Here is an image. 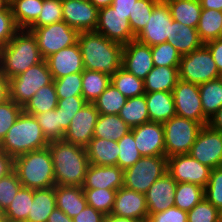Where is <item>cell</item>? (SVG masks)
Listing matches in <instances>:
<instances>
[{
	"mask_svg": "<svg viewBox=\"0 0 222 222\" xmlns=\"http://www.w3.org/2000/svg\"><path fill=\"white\" fill-rule=\"evenodd\" d=\"M83 66L86 70L102 72L112 77L122 67L123 45L95 32H79Z\"/></svg>",
	"mask_w": 222,
	"mask_h": 222,
	"instance_id": "obj_1",
	"label": "cell"
},
{
	"mask_svg": "<svg viewBox=\"0 0 222 222\" xmlns=\"http://www.w3.org/2000/svg\"><path fill=\"white\" fill-rule=\"evenodd\" d=\"M54 166L55 185L81 186L90 165L86 148L64 140L48 144Z\"/></svg>",
	"mask_w": 222,
	"mask_h": 222,
	"instance_id": "obj_2",
	"label": "cell"
},
{
	"mask_svg": "<svg viewBox=\"0 0 222 222\" xmlns=\"http://www.w3.org/2000/svg\"><path fill=\"white\" fill-rule=\"evenodd\" d=\"M36 37L20 29L6 46L0 48V69L10 79L42 62Z\"/></svg>",
	"mask_w": 222,
	"mask_h": 222,
	"instance_id": "obj_3",
	"label": "cell"
},
{
	"mask_svg": "<svg viewBox=\"0 0 222 222\" xmlns=\"http://www.w3.org/2000/svg\"><path fill=\"white\" fill-rule=\"evenodd\" d=\"M48 144L36 117L22 111L1 141L0 150L14 159L27 152L46 148Z\"/></svg>",
	"mask_w": 222,
	"mask_h": 222,
	"instance_id": "obj_4",
	"label": "cell"
},
{
	"mask_svg": "<svg viewBox=\"0 0 222 222\" xmlns=\"http://www.w3.org/2000/svg\"><path fill=\"white\" fill-rule=\"evenodd\" d=\"M13 170L25 188L35 190L55 186L54 166L48 147L14 158Z\"/></svg>",
	"mask_w": 222,
	"mask_h": 222,
	"instance_id": "obj_5",
	"label": "cell"
},
{
	"mask_svg": "<svg viewBox=\"0 0 222 222\" xmlns=\"http://www.w3.org/2000/svg\"><path fill=\"white\" fill-rule=\"evenodd\" d=\"M165 156L188 154L203 127L200 123L175 115L163 123Z\"/></svg>",
	"mask_w": 222,
	"mask_h": 222,
	"instance_id": "obj_6",
	"label": "cell"
},
{
	"mask_svg": "<svg viewBox=\"0 0 222 222\" xmlns=\"http://www.w3.org/2000/svg\"><path fill=\"white\" fill-rule=\"evenodd\" d=\"M167 168L168 158L165 155L141 157L124 170L123 186L145 194L156 180L167 173Z\"/></svg>",
	"mask_w": 222,
	"mask_h": 222,
	"instance_id": "obj_7",
	"label": "cell"
},
{
	"mask_svg": "<svg viewBox=\"0 0 222 222\" xmlns=\"http://www.w3.org/2000/svg\"><path fill=\"white\" fill-rule=\"evenodd\" d=\"M53 82L46 60L9 79L10 99L24 107L38 89Z\"/></svg>",
	"mask_w": 222,
	"mask_h": 222,
	"instance_id": "obj_8",
	"label": "cell"
},
{
	"mask_svg": "<svg viewBox=\"0 0 222 222\" xmlns=\"http://www.w3.org/2000/svg\"><path fill=\"white\" fill-rule=\"evenodd\" d=\"M221 77L208 47L203 44L189 54L182 55L179 79L196 85Z\"/></svg>",
	"mask_w": 222,
	"mask_h": 222,
	"instance_id": "obj_9",
	"label": "cell"
},
{
	"mask_svg": "<svg viewBox=\"0 0 222 222\" xmlns=\"http://www.w3.org/2000/svg\"><path fill=\"white\" fill-rule=\"evenodd\" d=\"M27 30L36 37L40 54L44 60L53 53L78 42L79 32L64 21Z\"/></svg>",
	"mask_w": 222,
	"mask_h": 222,
	"instance_id": "obj_10",
	"label": "cell"
},
{
	"mask_svg": "<svg viewBox=\"0 0 222 222\" xmlns=\"http://www.w3.org/2000/svg\"><path fill=\"white\" fill-rule=\"evenodd\" d=\"M172 93L176 115L194 120L202 126L208 125L209 119L203 113L199 85L179 79Z\"/></svg>",
	"mask_w": 222,
	"mask_h": 222,
	"instance_id": "obj_11",
	"label": "cell"
},
{
	"mask_svg": "<svg viewBox=\"0 0 222 222\" xmlns=\"http://www.w3.org/2000/svg\"><path fill=\"white\" fill-rule=\"evenodd\" d=\"M172 20L169 5L165 0H159L146 26L135 39L150 47L167 42V39H171Z\"/></svg>",
	"mask_w": 222,
	"mask_h": 222,
	"instance_id": "obj_12",
	"label": "cell"
},
{
	"mask_svg": "<svg viewBox=\"0 0 222 222\" xmlns=\"http://www.w3.org/2000/svg\"><path fill=\"white\" fill-rule=\"evenodd\" d=\"M188 154L211 169L222 166V132L203 126Z\"/></svg>",
	"mask_w": 222,
	"mask_h": 222,
	"instance_id": "obj_13",
	"label": "cell"
},
{
	"mask_svg": "<svg viewBox=\"0 0 222 222\" xmlns=\"http://www.w3.org/2000/svg\"><path fill=\"white\" fill-rule=\"evenodd\" d=\"M167 172L177 183H192L205 188L211 168L189 154H182L168 158Z\"/></svg>",
	"mask_w": 222,
	"mask_h": 222,
	"instance_id": "obj_14",
	"label": "cell"
},
{
	"mask_svg": "<svg viewBox=\"0 0 222 222\" xmlns=\"http://www.w3.org/2000/svg\"><path fill=\"white\" fill-rule=\"evenodd\" d=\"M95 32L122 45L136 38L132 32L129 19L124 14L117 12L111 5L99 9Z\"/></svg>",
	"mask_w": 222,
	"mask_h": 222,
	"instance_id": "obj_15",
	"label": "cell"
},
{
	"mask_svg": "<svg viewBox=\"0 0 222 222\" xmlns=\"http://www.w3.org/2000/svg\"><path fill=\"white\" fill-rule=\"evenodd\" d=\"M99 117L93 103H86L72 118L64 135V141L86 147L93 138L94 128Z\"/></svg>",
	"mask_w": 222,
	"mask_h": 222,
	"instance_id": "obj_16",
	"label": "cell"
},
{
	"mask_svg": "<svg viewBox=\"0 0 222 222\" xmlns=\"http://www.w3.org/2000/svg\"><path fill=\"white\" fill-rule=\"evenodd\" d=\"M98 12L88 0H62L63 21L78 32L95 31Z\"/></svg>",
	"mask_w": 222,
	"mask_h": 222,
	"instance_id": "obj_17",
	"label": "cell"
},
{
	"mask_svg": "<svg viewBox=\"0 0 222 222\" xmlns=\"http://www.w3.org/2000/svg\"><path fill=\"white\" fill-rule=\"evenodd\" d=\"M131 132L142 157L165 155L163 123L149 121L131 128Z\"/></svg>",
	"mask_w": 222,
	"mask_h": 222,
	"instance_id": "obj_18",
	"label": "cell"
},
{
	"mask_svg": "<svg viewBox=\"0 0 222 222\" xmlns=\"http://www.w3.org/2000/svg\"><path fill=\"white\" fill-rule=\"evenodd\" d=\"M151 47L149 45L132 40L123 45L122 68L137 78L144 80L153 69Z\"/></svg>",
	"mask_w": 222,
	"mask_h": 222,
	"instance_id": "obj_19",
	"label": "cell"
},
{
	"mask_svg": "<svg viewBox=\"0 0 222 222\" xmlns=\"http://www.w3.org/2000/svg\"><path fill=\"white\" fill-rule=\"evenodd\" d=\"M111 214L146 222L148 209L145 194L121 187L117 190Z\"/></svg>",
	"mask_w": 222,
	"mask_h": 222,
	"instance_id": "obj_20",
	"label": "cell"
},
{
	"mask_svg": "<svg viewBox=\"0 0 222 222\" xmlns=\"http://www.w3.org/2000/svg\"><path fill=\"white\" fill-rule=\"evenodd\" d=\"M45 60L53 80L84 71L82 53L78 42L53 53Z\"/></svg>",
	"mask_w": 222,
	"mask_h": 222,
	"instance_id": "obj_21",
	"label": "cell"
},
{
	"mask_svg": "<svg viewBox=\"0 0 222 222\" xmlns=\"http://www.w3.org/2000/svg\"><path fill=\"white\" fill-rule=\"evenodd\" d=\"M177 182L167 172L145 193L148 214L163 212L174 205Z\"/></svg>",
	"mask_w": 222,
	"mask_h": 222,
	"instance_id": "obj_22",
	"label": "cell"
},
{
	"mask_svg": "<svg viewBox=\"0 0 222 222\" xmlns=\"http://www.w3.org/2000/svg\"><path fill=\"white\" fill-rule=\"evenodd\" d=\"M124 170L115 166L90 164L82 188L118 190L123 187Z\"/></svg>",
	"mask_w": 222,
	"mask_h": 222,
	"instance_id": "obj_23",
	"label": "cell"
},
{
	"mask_svg": "<svg viewBox=\"0 0 222 222\" xmlns=\"http://www.w3.org/2000/svg\"><path fill=\"white\" fill-rule=\"evenodd\" d=\"M55 196L56 208L70 218L75 217L88 205L81 186L55 185Z\"/></svg>",
	"mask_w": 222,
	"mask_h": 222,
	"instance_id": "obj_24",
	"label": "cell"
},
{
	"mask_svg": "<svg viewBox=\"0 0 222 222\" xmlns=\"http://www.w3.org/2000/svg\"><path fill=\"white\" fill-rule=\"evenodd\" d=\"M145 98L151 122L164 123L176 115L172 92L145 93Z\"/></svg>",
	"mask_w": 222,
	"mask_h": 222,
	"instance_id": "obj_25",
	"label": "cell"
},
{
	"mask_svg": "<svg viewBox=\"0 0 222 222\" xmlns=\"http://www.w3.org/2000/svg\"><path fill=\"white\" fill-rule=\"evenodd\" d=\"M85 148L90 164L117 165L119 147L116 141L93 137Z\"/></svg>",
	"mask_w": 222,
	"mask_h": 222,
	"instance_id": "obj_26",
	"label": "cell"
},
{
	"mask_svg": "<svg viewBox=\"0 0 222 222\" xmlns=\"http://www.w3.org/2000/svg\"><path fill=\"white\" fill-rule=\"evenodd\" d=\"M179 80V67L154 66L144 79L145 93L173 92Z\"/></svg>",
	"mask_w": 222,
	"mask_h": 222,
	"instance_id": "obj_27",
	"label": "cell"
},
{
	"mask_svg": "<svg viewBox=\"0 0 222 222\" xmlns=\"http://www.w3.org/2000/svg\"><path fill=\"white\" fill-rule=\"evenodd\" d=\"M167 42L174 46L181 56L191 53L204 44L197 28L185 26L175 20H172L171 39H167Z\"/></svg>",
	"mask_w": 222,
	"mask_h": 222,
	"instance_id": "obj_28",
	"label": "cell"
},
{
	"mask_svg": "<svg viewBox=\"0 0 222 222\" xmlns=\"http://www.w3.org/2000/svg\"><path fill=\"white\" fill-rule=\"evenodd\" d=\"M56 208L55 186L35 189L31 211L26 222H47L48 217Z\"/></svg>",
	"mask_w": 222,
	"mask_h": 222,
	"instance_id": "obj_29",
	"label": "cell"
},
{
	"mask_svg": "<svg viewBox=\"0 0 222 222\" xmlns=\"http://www.w3.org/2000/svg\"><path fill=\"white\" fill-rule=\"evenodd\" d=\"M131 128L119 115L99 114L93 137L107 140L119 141L124 135L128 134Z\"/></svg>",
	"mask_w": 222,
	"mask_h": 222,
	"instance_id": "obj_30",
	"label": "cell"
},
{
	"mask_svg": "<svg viewBox=\"0 0 222 222\" xmlns=\"http://www.w3.org/2000/svg\"><path fill=\"white\" fill-rule=\"evenodd\" d=\"M172 19L188 27L197 28L202 10L200 0H165Z\"/></svg>",
	"mask_w": 222,
	"mask_h": 222,
	"instance_id": "obj_31",
	"label": "cell"
},
{
	"mask_svg": "<svg viewBox=\"0 0 222 222\" xmlns=\"http://www.w3.org/2000/svg\"><path fill=\"white\" fill-rule=\"evenodd\" d=\"M43 0H13L10 4L19 29H28L39 17Z\"/></svg>",
	"mask_w": 222,
	"mask_h": 222,
	"instance_id": "obj_32",
	"label": "cell"
},
{
	"mask_svg": "<svg viewBox=\"0 0 222 222\" xmlns=\"http://www.w3.org/2000/svg\"><path fill=\"white\" fill-rule=\"evenodd\" d=\"M204 115L210 119L222 107V78L199 85Z\"/></svg>",
	"mask_w": 222,
	"mask_h": 222,
	"instance_id": "obj_33",
	"label": "cell"
},
{
	"mask_svg": "<svg viewBox=\"0 0 222 222\" xmlns=\"http://www.w3.org/2000/svg\"><path fill=\"white\" fill-rule=\"evenodd\" d=\"M118 115L130 128L149 122L145 94L128 98Z\"/></svg>",
	"mask_w": 222,
	"mask_h": 222,
	"instance_id": "obj_34",
	"label": "cell"
},
{
	"mask_svg": "<svg viewBox=\"0 0 222 222\" xmlns=\"http://www.w3.org/2000/svg\"><path fill=\"white\" fill-rule=\"evenodd\" d=\"M58 97L54 82L38 89L37 93L26 103L23 111L35 116L57 107Z\"/></svg>",
	"mask_w": 222,
	"mask_h": 222,
	"instance_id": "obj_35",
	"label": "cell"
},
{
	"mask_svg": "<svg viewBox=\"0 0 222 222\" xmlns=\"http://www.w3.org/2000/svg\"><path fill=\"white\" fill-rule=\"evenodd\" d=\"M111 77L98 71L82 72V97L87 103H93L110 85Z\"/></svg>",
	"mask_w": 222,
	"mask_h": 222,
	"instance_id": "obj_36",
	"label": "cell"
},
{
	"mask_svg": "<svg viewBox=\"0 0 222 222\" xmlns=\"http://www.w3.org/2000/svg\"><path fill=\"white\" fill-rule=\"evenodd\" d=\"M34 190L22 187L15 195L13 201L5 211L7 222H26L31 203H33Z\"/></svg>",
	"mask_w": 222,
	"mask_h": 222,
	"instance_id": "obj_37",
	"label": "cell"
},
{
	"mask_svg": "<svg viewBox=\"0 0 222 222\" xmlns=\"http://www.w3.org/2000/svg\"><path fill=\"white\" fill-rule=\"evenodd\" d=\"M222 24V11L202 9L197 26L201 41L205 44L219 38Z\"/></svg>",
	"mask_w": 222,
	"mask_h": 222,
	"instance_id": "obj_38",
	"label": "cell"
},
{
	"mask_svg": "<svg viewBox=\"0 0 222 222\" xmlns=\"http://www.w3.org/2000/svg\"><path fill=\"white\" fill-rule=\"evenodd\" d=\"M204 198L203 187L192 183H177L174 206L188 212Z\"/></svg>",
	"mask_w": 222,
	"mask_h": 222,
	"instance_id": "obj_39",
	"label": "cell"
},
{
	"mask_svg": "<svg viewBox=\"0 0 222 222\" xmlns=\"http://www.w3.org/2000/svg\"><path fill=\"white\" fill-rule=\"evenodd\" d=\"M111 83L126 98L145 94L144 80L137 78L122 67L111 77Z\"/></svg>",
	"mask_w": 222,
	"mask_h": 222,
	"instance_id": "obj_40",
	"label": "cell"
},
{
	"mask_svg": "<svg viewBox=\"0 0 222 222\" xmlns=\"http://www.w3.org/2000/svg\"><path fill=\"white\" fill-rule=\"evenodd\" d=\"M127 99L128 98H126L112 83H110V85L93 102V104L99 114L118 115Z\"/></svg>",
	"mask_w": 222,
	"mask_h": 222,
	"instance_id": "obj_41",
	"label": "cell"
},
{
	"mask_svg": "<svg viewBox=\"0 0 222 222\" xmlns=\"http://www.w3.org/2000/svg\"><path fill=\"white\" fill-rule=\"evenodd\" d=\"M49 142L64 140L65 130L60 125V108L35 115Z\"/></svg>",
	"mask_w": 222,
	"mask_h": 222,
	"instance_id": "obj_42",
	"label": "cell"
},
{
	"mask_svg": "<svg viewBox=\"0 0 222 222\" xmlns=\"http://www.w3.org/2000/svg\"><path fill=\"white\" fill-rule=\"evenodd\" d=\"M83 191L89 206L105 215L111 214L116 190L83 188Z\"/></svg>",
	"mask_w": 222,
	"mask_h": 222,
	"instance_id": "obj_43",
	"label": "cell"
},
{
	"mask_svg": "<svg viewBox=\"0 0 222 222\" xmlns=\"http://www.w3.org/2000/svg\"><path fill=\"white\" fill-rule=\"evenodd\" d=\"M117 143L119 147L117 166L120 169L125 170L133 166L142 157L136 147L131 131L124 135Z\"/></svg>",
	"mask_w": 222,
	"mask_h": 222,
	"instance_id": "obj_44",
	"label": "cell"
},
{
	"mask_svg": "<svg viewBox=\"0 0 222 222\" xmlns=\"http://www.w3.org/2000/svg\"><path fill=\"white\" fill-rule=\"evenodd\" d=\"M158 1L159 0H137L135 2L132 15H129L130 26L135 36L146 26Z\"/></svg>",
	"mask_w": 222,
	"mask_h": 222,
	"instance_id": "obj_45",
	"label": "cell"
},
{
	"mask_svg": "<svg viewBox=\"0 0 222 222\" xmlns=\"http://www.w3.org/2000/svg\"><path fill=\"white\" fill-rule=\"evenodd\" d=\"M154 66L179 67L181 54L169 42L151 47Z\"/></svg>",
	"mask_w": 222,
	"mask_h": 222,
	"instance_id": "obj_46",
	"label": "cell"
},
{
	"mask_svg": "<svg viewBox=\"0 0 222 222\" xmlns=\"http://www.w3.org/2000/svg\"><path fill=\"white\" fill-rule=\"evenodd\" d=\"M58 99L82 96V73H72L53 80Z\"/></svg>",
	"mask_w": 222,
	"mask_h": 222,
	"instance_id": "obj_47",
	"label": "cell"
},
{
	"mask_svg": "<svg viewBox=\"0 0 222 222\" xmlns=\"http://www.w3.org/2000/svg\"><path fill=\"white\" fill-rule=\"evenodd\" d=\"M60 21H63L62 0H43L38 19L28 29H35Z\"/></svg>",
	"mask_w": 222,
	"mask_h": 222,
	"instance_id": "obj_48",
	"label": "cell"
},
{
	"mask_svg": "<svg viewBox=\"0 0 222 222\" xmlns=\"http://www.w3.org/2000/svg\"><path fill=\"white\" fill-rule=\"evenodd\" d=\"M188 222H222V212L205 198L187 212Z\"/></svg>",
	"mask_w": 222,
	"mask_h": 222,
	"instance_id": "obj_49",
	"label": "cell"
},
{
	"mask_svg": "<svg viewBox=\"0 0 222 222\" xmlns=\"http://www.w3.org/2000/svg\"><path fill=\"white\" fill-rule=\"evenodd\" d=\"M204 196L222 212V166L211 169L209 181L204 188Z\"/></svg>",
	"mask_w": 222,
	"mask_h": 222,
	"instance_id": "obj_50",
	"label": "cell"
},
{
	"mask_svg": "<svg viewBox=\"0 0 222 222\" xmlns=\"http://www.w3.org/2000/svg\"><path fill=\"white\" fill-rule=\"evenodd\" d=\"M82 96H71L58 99L57 108H60V125L66 131L73 116L86 104Z\"/></svg>",
	"mask_w": 222,
	"mask_h": 222,
	"instance_id": "obj_51",
	"label": "cell"
},
{
	"mask_svg": "<svg viewBox=\"0 0 222 222\" xmlns=\"http://www.w3.org/2000/svg\"><path fill=\"white\" fill-rule=\"evenodd\" d=\"M22 187L23 185L20 183L14 170L0 179V208L3 211H6Z\"/></svg>",
	"mask_w": 222,
	"mask_h": 222,
	"instance_id": "obj_52",
	"label": "cell"
},
{
	"mask_svg": "<svg viewBox=\"0 0 222 222\" xmlns=\"http://www.w3.org/2000/svg\"><path fill=\"white\" fill-rule=\"evenodd\" d=\"M23 107L9 99L0 104V143L22 113Z\"/></svg>",
	"mask_w": 222,
	"mask_h": 222,
	"instance_id": "obj_53",
	"label": "cell"
},
{
	"mask_svg": "<svg viewBox=\"0 0 222 222\" xmlns=\"http://www.w3.org/2000/svg\"><path fill=\"white\" fill-rule=\"evenodd\" d=\"M19 30L14 21L11 7L0 11V48L6 46Z\"/></svg>",
	"mask_w": 222,
	"mask_h": 222,
	"instance_id": "obj_54",
	"label": "cell"
},
{
	"mask_svg": "<svg viewBox=\"0 0 222 222\" xmlns=\"http://www.w3.org/2000/svg\"><path fill=\"white\" fill-rule=\"evenodd\" d=\"M146 222H188L187 211L173 205L163 212L148 214Z\"/></svg>",
	"mask_w": 222,
	"mask_h": 222,
	"instance_id": "obj_55",
	"label": "cell"
},
{
	"mask_svg": "<svg viewBox=\"0 0 222 222\" xmlns=\"http://www.w3.org/2000/svg\"><path fill=\"white\" fill-rule=\"evenodd\" d=\"M105 214L87 205L79 214L72 218L73 222H104Z\"/></svg>",
	"mask_w": 222,
	"mask_h": 222,
	"instance_id": "obj_56",
	"label": "cell"
},
{
	"mask_svg": "<svg viewBox=\"0 0 222 222\" xmlns=\"http://www.w3.org/2000/svg\"><path fill=\"white\" fill-rule=\"evenodd\" d=\"M205 45L211 52L219 73L222 74V39L211 40Z\"/></svg>",
	"mask_w": 222,
	"mask_h": 222,
	"instance_id": "obj_57",
	"label": "cell"
},
{
	"mask_svg": "<svg viewBox=\"0 0 222 222\" xmlns=\"http://www.w3.org/2000/svg\"><path fill=\"white\" fill-rule=\"evenodd\" d=\"M137 0H113L111 6L121 14H124L129 19V15H132L134 4Z\"/></svg>",
	"mask_w": 222,
	"mask_h": 222,
	"instance_id": "obj_58",
	"label": "cell"
},
{
	"mask_svg": "<svg viewBox=\"0 0 222 222\" xmlns=\"http://www.w3.org/2000/svg\"><path fill=\"white\" fill-rule=\"evenodd\" d=\"M14 159L0 150V179L13 171Z\"/></svg>",
	"mask_w": 222,
	"mask_h": 222,
	"instance_id": "obj_59",
	"label": "cell"
},
{
	"mask_svg": "<svg viewBox=\"0 0 222 222\" xmlns=\"http://www.w3.org/2000/svg\"><path fill=\"white\" fill-rule=\"evenodd\" d=\"M10 99L9 78L0 69V104Z\"/></svg>",
	"mask_w": 222,
	"mask_h": 222,
	"instance_id": "obj_60",
	"label": "cell"
},
{
	"mask_svg": "<svg viewBox=\"0 0 222 222\" xmlns=\"http://www.w3.org/2000/svg\"><path fill=\"white\" fill-rule=\"evenodd\" d=\"M47 222H73V220L62 210L55 208L48 217Z\"/></svg>",
	"mask_w": 222,
	"mask_h": 222,
	"instance_id": "obj_61",
	"label": "cell"
},
{
	"mask_svg": "<svg viewBox=\"0 0 222 222\" xmlns=\"http://www.w3.org/2000/svg\"><path fill=\"white\" fill-rule=\"evenodd\" d=\"M208 125L212 129L222 132V107L209 119Z\"/></svg>",
	"mask_w": 222,
	"mask_h": 222,
	"instance_id": "obj_62",
	"label": "cell"
},
{
	"mask_svg": "<svg viewBox=\"0 0 222 222\" xmlns=\"http://www.w3.org/2000/svg\"><path fill=\"white\" fill-rule=\"evenodd\" d=\"M202 9L222 11V0H200Z\"/></svg>",
	"mask_w": 222,
	"mask_h": 222,
	"instance_id": "obj_63",
	"label": "cell"
},
{
	"mask_svg": "<svg viewBox=\"0 0 222 222\" xmlns=\"http://www.w3.org/2000/svg\"><path fill=\"white\" fill-rule=\"evenodd\" d=\"M104 222H141L132 218L119 217L113 214L105 216Z\"/></svg>",
	"mask_w": 222,
	"mask_h": 222,
	"instance_id": "obj_64",
	"label": "cell"
},
{
	"mask_svg": "<svg viewBox=\"0 0 222 222\" xmlns=\"http://www.w3.org/2000/svg\"><path fill=\"white\" fill-rule=\"evenodd\" d=\"M92 3L98 10L108 7L112 4L113 0H88Z\"/></svg>",
	"mask_w": 222,
	"mask_h": 222,
	"instance_id": "obj_65",
	"label": "cell"
},
{
	"mask_svg": "<svg viewBox=\"0 0 222 222\" xmlns=\"http://www.w3.org/2000/svg\"><path fill=\"white\" fill-rule=\"evenodd\" d=\"M9 6L5 0H0V11H5Z\"/></svg>",
	"mask_w": 222,
	"mask_h": 222,
	"instance_id": "obj_66",
	"label": "cell"
},
{
	"mask_svg": "<svg viewBox=\"0 0 222 222\" xmlns=\"http://www.w3.org/2000/svg\"><path fill=\"white\" fill-rule=\"evenodd\" d=\"M0 222H7L6 216H5V211H3L1 208H0Z\"/></svg>",
	"mask_w": 222,
	"mask_h": 222,
	"instance_id": "obj_67",
	"label": "cell"
},
{
	"mask_svg": "<svg viewBox=\"0 0 222 222\" xmlns=\"http://www.w3.org/2000/svg\"><path fill=\"white\" fill-rule=\"evenodd\" d=\"M219 39H222V24H221V30H220Z\"/></svg>",
	"mask_w": 222,
	"mask_h": 222,
	"instance_id": "obj_68",
	"label": "cell"
},
{
	"mask_svg": "<svg viewBox=\"0 0 222 222\" xmlns=\"http://www.w3.org/2000/svg\"><path fill=\"white\" fill-rule=\"evenodd\" d=\"M5 1L10 5L13 0H5Z\"/></svg>",
	"mask_w": 222,
	"mask_h": 222,
	"instance_id": "obj_69",
	"label": "cell"
}]
</instances>
